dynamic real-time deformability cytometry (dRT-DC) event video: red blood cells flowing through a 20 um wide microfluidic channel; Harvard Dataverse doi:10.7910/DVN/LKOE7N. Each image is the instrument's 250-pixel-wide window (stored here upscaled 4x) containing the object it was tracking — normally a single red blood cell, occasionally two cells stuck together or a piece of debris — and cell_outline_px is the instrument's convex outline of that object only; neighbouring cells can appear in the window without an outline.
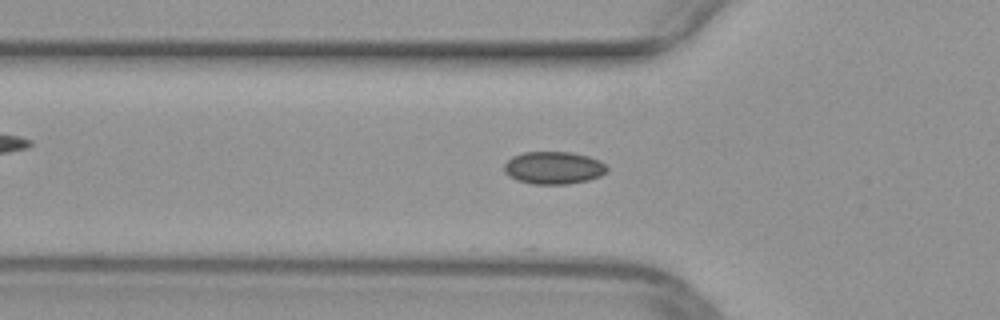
{"species": "common noctule bat (a hibernating species)", "species_latin": "Nyctalus noctula", "temperature_condition": "warm", "stored_images_in_passage": 36, "camera_frame_rate_fps": 3000, "um_per_image_px": 0.085, "animal": {"sex": "female", "body_mass_g": 29.2, "forearm_length_mm": 56.3}, "frame": {"image": 1, "passage_image": 2, "time_ms": 0.333, "image_size_px": [1000, 320], "cell_outline_px": [[608, 172], [600, 176], [588, 180], [568, 184], [532, 184], [516, 180], [508, 176], [504, 172], [504, 164], [512, 156], [524, 152], [572, 152], [588, 156], [600, 160], [608, 168]], "centroid_in_image_um": [47.05, 14.27], "position_along_channel_um": 78.7, "area_um2": 19.71}}
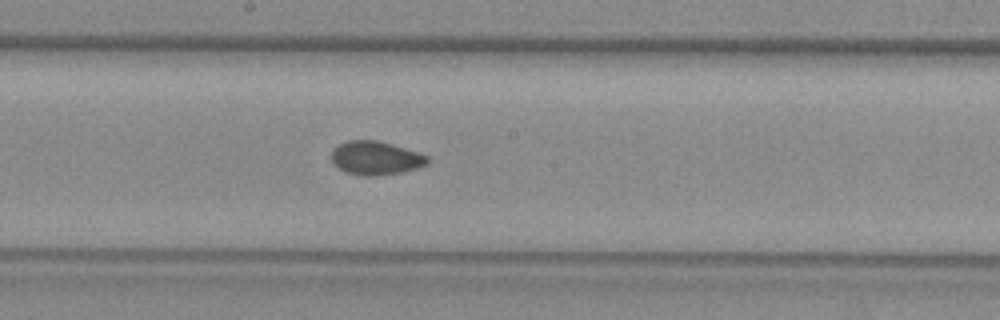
{"frame": {"image": 2, "passage_image": 12, "time_ms": 3.667, "image_size_px": [1000, 320], "cell_outline_px": [[428, 164], [416, 168], [400, 172], [376, 176], [360, 176], [348, 172], [340, 168], [332, 160], [332, 152], [340, 144], [348, 140], [376, 140], [392, 144], [428, 156]], "centroid_in_image_um": [31.95, 13.43], "position_along_channel_um": 216.3, "area_um2": 18.44}}
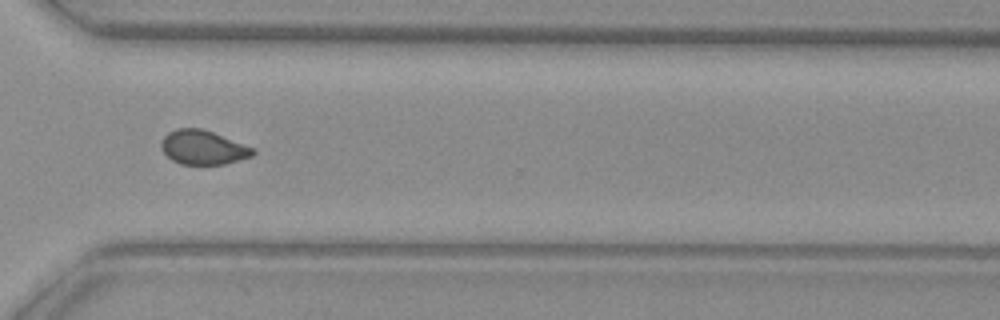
{"frame": {"image": 3, "passage_image": 22, "time_ms": 7.0, "image_size_px": [1000, 320], "cell_outline_px": [[256, 152], [252, 156], [224, 164], [180, 164], [172, 160], [164, 152], [160, 144], [164, 136], [168, 132], [176, 128], [200, 128], [212, 132], [256, 148]], "centroid_in_image_um": [17.27, 12.53], "position_along_channel_um": 353.3, "area_um2": 18.21}}